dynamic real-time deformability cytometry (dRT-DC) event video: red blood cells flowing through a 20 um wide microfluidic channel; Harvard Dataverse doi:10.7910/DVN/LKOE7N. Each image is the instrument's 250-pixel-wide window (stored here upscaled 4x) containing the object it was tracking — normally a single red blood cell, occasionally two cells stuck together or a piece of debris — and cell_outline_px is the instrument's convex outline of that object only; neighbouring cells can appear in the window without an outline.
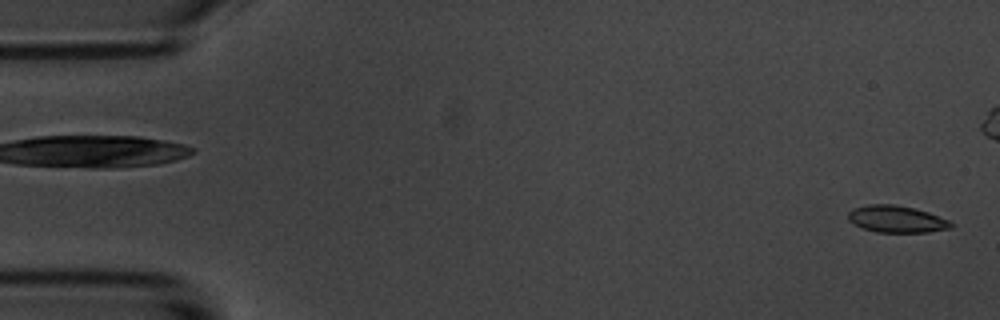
{"species": "common noctule bat (a hibernating species)", "species_latin": "Nyctalus noctula", "temperature_condition": "room temperature", "stored_images_in_passage": 56, "camera_frame_rate_fps": 3000, "um_per_image_px": 0.085, "animal": {"sex": "male", "body_mass_g": 20.1, "forearm_length_mm": 53.5}, "frame": {"image": 1, "passage_image": 1, "time_ms": 0.0, "image_size_px": [1000, 320], "cell_outline_px": [[952, 228], [928, 232], [876, 232], [864, 228], [848, 220], [848, 212], [856, 208], [868, 204], [896, 204], [928, 212], [948, 220], [952, 224]], "centroid_in_image_um": [76.21, 18.62], "position_along_channel_um": 8.8, "area_um2": 15.9}}
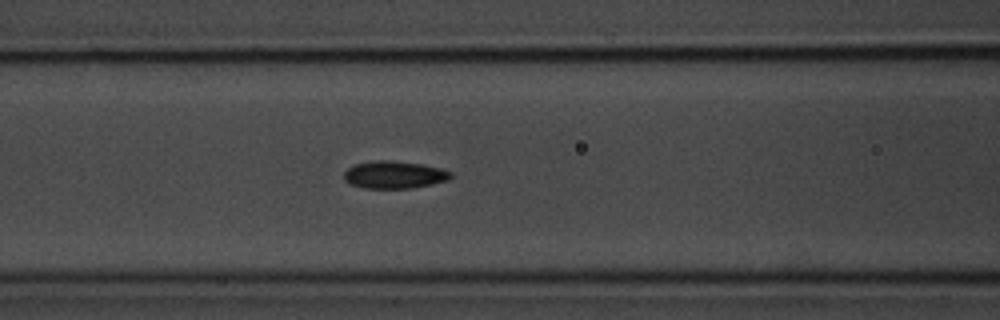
{"frame": {"image": 2, "passage_image": 22, "time_ms": 7.0, "image_size_px": [1000, 320], "cell_outline_px": [[452, 176], [448, 180], [432, 184], [412, 188], [364, 188], [352, 184], [344, 180], [344, 172], [352, 164], [376, 160], [388, 160], [420, 164], [440, 168], [452, 172]], "centroid_in_image_um": [33.49, 14.85], "position_along_channel_um": 133.1, "area_um2": 17.05}}
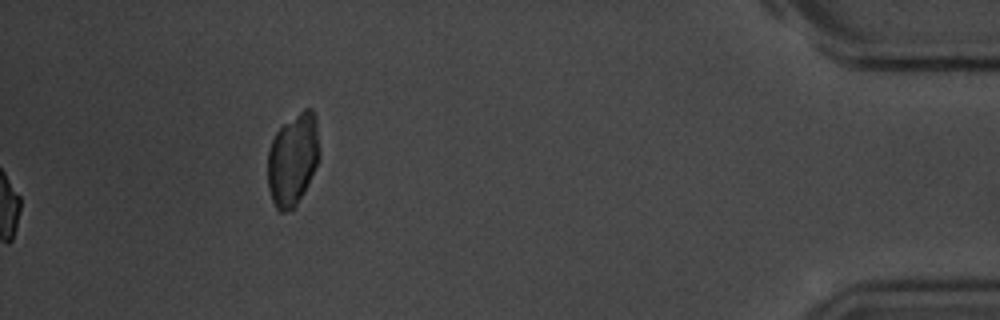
{"frame": {"image": 3, "passage_image": 56, "time_ms": 18.333, "image_size_px": [1000, 320], "cell_outline_px": [[320, 156], [304, 192], [296, 208], [284, 212], [280, 212], [276, 208], [272, 200], [268, 188], [268, 148], [276, 132], [284, 124], [304, 108], [312, 108], [316, 116], [320, 152]], "centroid_in_image_um": [24.9, 13.56], "position_along_channel_um": 410.3, "area_um2": 27.98}, "authors_computed_cell_mechanics": {"area_um2": 16.4152, "velocity_mm_per_s": 3.6077, "shape_relaxation_time_tau1_ms": 2.6039, "shape_relaxation_time_tau2_ms": 4.4138, "deformation_change_tau1": 0.0951, "deformation_change_tau2": 0.0698}}